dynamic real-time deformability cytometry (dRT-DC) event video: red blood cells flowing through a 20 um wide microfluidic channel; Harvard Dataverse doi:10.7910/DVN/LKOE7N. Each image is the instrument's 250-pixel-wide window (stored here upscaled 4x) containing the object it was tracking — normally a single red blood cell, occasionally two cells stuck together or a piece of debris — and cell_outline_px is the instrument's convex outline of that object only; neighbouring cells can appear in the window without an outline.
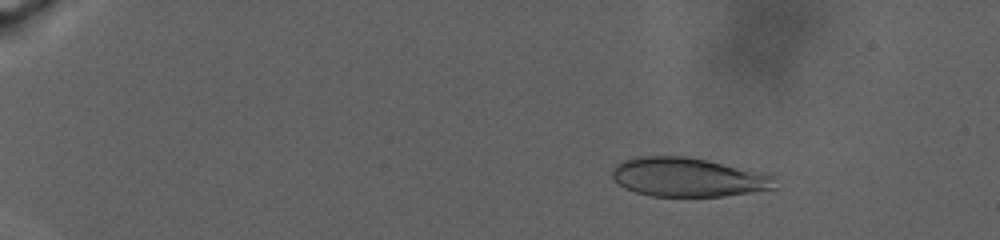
{"species": "human", "species_latin": "Homo sapiens", "temperature_condition": "warm", "stored_images_in_passage": 96, "camera_frame_rate_fps": 3000, "um_per_image_px": 0.085, "donor": {"sex": "male"}, "frame": {"image": 1, "passage_image": 4, "time_ms": 1.333, "image_size_px": [1000, 240], "cell_outline_px": [[776, 188], [724, 196], [652, 196], [636, 192], [624, 188], [612, 176], [612, 168], [616, 164], [624, 160], [636, 156], [684, 156], [708, 160], [772, 172], [776, 176]], "centroid_in_image_um": [58.58, 15.05], "position_along_channel_um": 26.4, "area_um2": 37.63}}
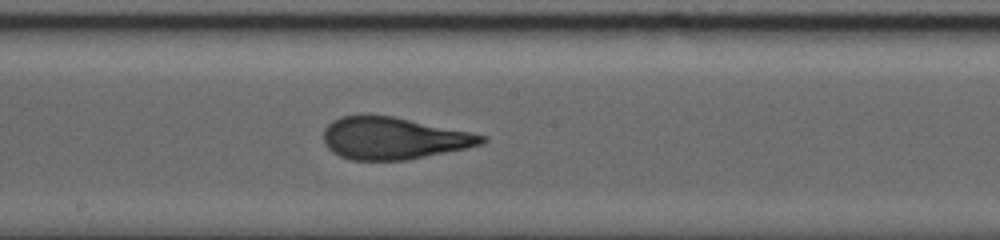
{"frame": {"image": 2, "passage_image": 57, "time_ms": 14.333, "image_size_px": [1000, 240], "cell_outline_px": [[488, 140], [484, 144], [468, 148], [408, 160], [352, 160], [340, 156], [332, 152], [324, 144], [324, 128], [328, 124], [340, 116], [392, 116], [488, 136]], "centroid_in_image_um": [33.47, 11.77], "position_along_channel_um": 214.7, "area_um2": 38.61}}
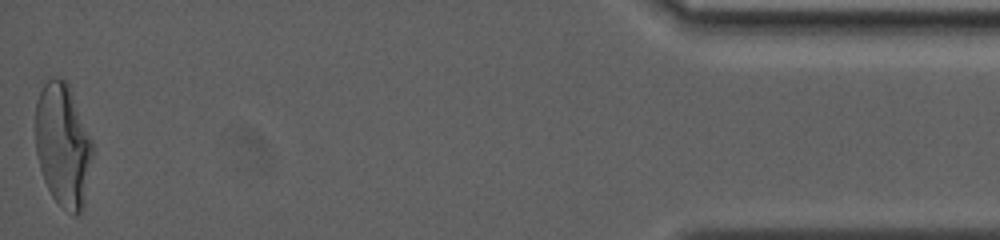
{"frame": {"image": 3, "passage_image": 96, "time_ms": 26.0, "image_size_px": [1000, 240], "cell_outline_px": [[92, 156], [84, 204], [80, 212], [76, 216], [72, 216], [52, 196], [44, 180], [40, 168], [36, 152], [36, 100], [44, 84], [48, 80], [56, 76], [64, 80], [68, 84], [92, 140]], "centroid_in_image_um": [5.34, 12.34], "position_along_channel_um": 429.9, "area_um2": 40.63}, "authors_computed_cell_mechanics": {"area_um2": 38.5237, "velocity_mm_per_s": 2.4553, "shape_relaxation_time_tau1_ms": 9.3793, "shape_relaxation_time_tau2_ms": null, "deformation_change_tau1": 0.2442, "deformation_change_tau2": null}}